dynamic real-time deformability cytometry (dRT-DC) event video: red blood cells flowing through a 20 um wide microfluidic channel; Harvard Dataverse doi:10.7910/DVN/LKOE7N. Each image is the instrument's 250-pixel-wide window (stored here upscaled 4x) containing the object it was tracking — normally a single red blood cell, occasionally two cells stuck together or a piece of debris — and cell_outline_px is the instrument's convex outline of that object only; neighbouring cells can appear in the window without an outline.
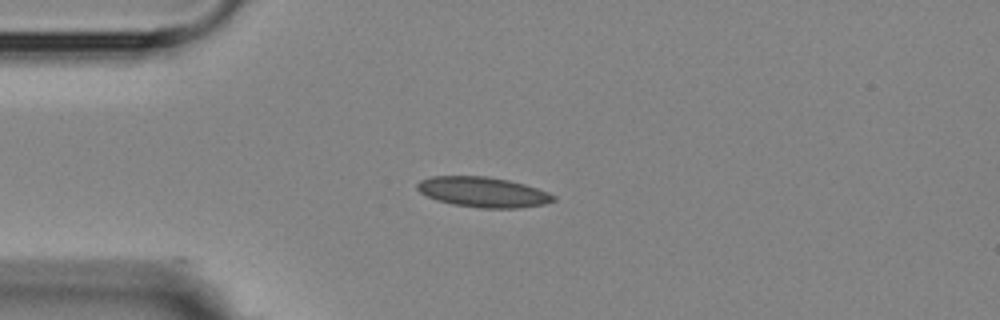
{"species": "Egyptian fruit bat (a non-hibernating species)", "species_latin": "Rousettus aegyptiacus", "temperature_condition": "room temperature", "stored_images_in_passage": 7, "camera_frame_rate_fps": 3000, "um_per_image_px": 0.085, "animal": {"sex": "female"}, "frame": {"image": 1, "passage_image": 1, "time_ms": 0.0, "image_size_px": [1000, 320], "cell_outline_px": [[556, 200], [544, 204], [520, 208], [480, 208], [452, 204], [436, 200], [420, 192], [416, 188], [416, 184], [420, 180], [432, 176], [484, 176], [508, 180], [524, 184], [548, 192], [556, 196]], "centroid_in_image_um": [41.05, 16.33], "position_along_channel_um": 44.0, "area_um2": 23.99}}
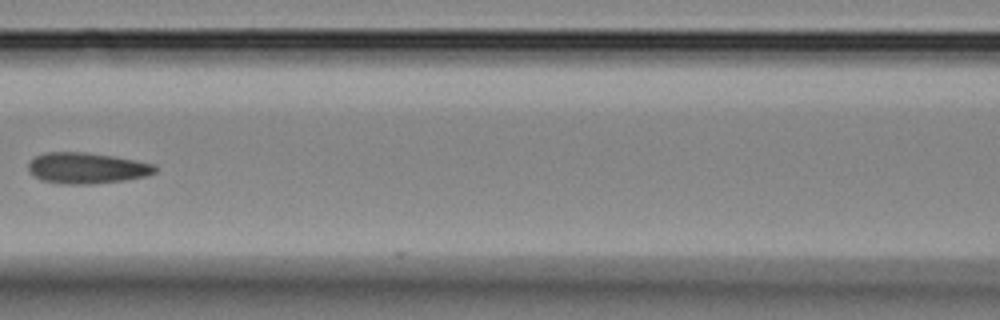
{"frame": {"image": 2, "passage_image": 4, "time_ms": 3.667, "image_size_px": [1000, 320], "cell_outline_px": [[156, 172], [144, 176], [124, 180], [92, 184], [60, 184], [40, 180], [28, 172], [28, 164], [36, 156], [44, 152], [84, 152], [116, 156], [156, 164]], "centroid_in_image_um": [7.36, 14.28], "position_along_channel_um": 159.2, "area_um2": 23.06}}
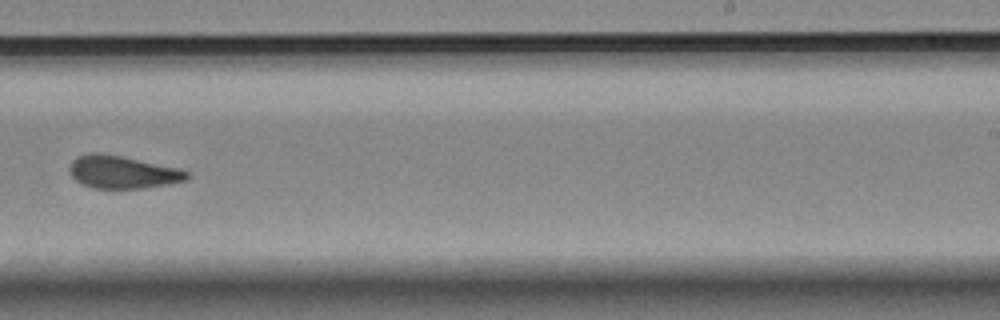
{"frame": {"image": 3, "passage_image": 7, "time_ms": 7.0, "image_size_px": [1000, 320], "cell_outline_px": [[192, 176], [184, 180], [168, 184], [144, 188], [92, 188], [76, 180], [72, 176], [68, 168], [72, 160], [76, 156], [92, 152], [100, 152], [180, 168], [188, 172]], "centroid_in_image_um": [10.4, 14.62], "position_along_channel_um": 278.6, "area_um2": 22.37}}